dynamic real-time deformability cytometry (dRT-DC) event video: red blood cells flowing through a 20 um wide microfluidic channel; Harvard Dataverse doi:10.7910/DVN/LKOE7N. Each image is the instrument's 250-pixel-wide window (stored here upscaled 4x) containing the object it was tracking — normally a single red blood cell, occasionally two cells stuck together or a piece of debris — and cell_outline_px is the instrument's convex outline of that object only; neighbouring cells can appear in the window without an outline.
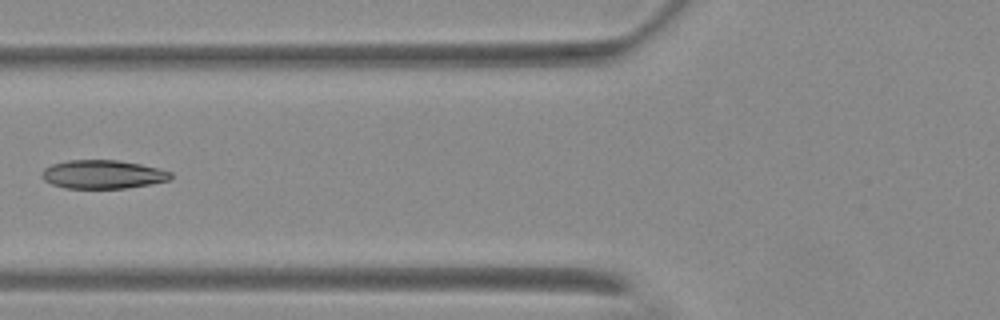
{"species": "Egyptian fruit bat (a non-hibernating species)", "species_latin": "Rousettus aegyptiacus", "temperature_condition": "warm", "stored_images_in_passage": 4, "camera_frame_rate_fps": 3000, "um_per_image_px": 0.085, "animal": {"sex": "female"}, "frame": {"image": 1, "passage_image": 4, "time_ms": 3.667, "image_size_px": [1000, 320], "cell_outline_px": [[172, 180], [128, 188], [64, 188], [52, 184], [44, 180], [40, 176], [40, 172], [44, 168], [52, 164], [68, 160], [116, 160], [140, 164], [172, 172]], "centroid_in_image_um": [8.72, 14.82], "position_along_channel_um": 117.1, "area_um2": 21.56}}